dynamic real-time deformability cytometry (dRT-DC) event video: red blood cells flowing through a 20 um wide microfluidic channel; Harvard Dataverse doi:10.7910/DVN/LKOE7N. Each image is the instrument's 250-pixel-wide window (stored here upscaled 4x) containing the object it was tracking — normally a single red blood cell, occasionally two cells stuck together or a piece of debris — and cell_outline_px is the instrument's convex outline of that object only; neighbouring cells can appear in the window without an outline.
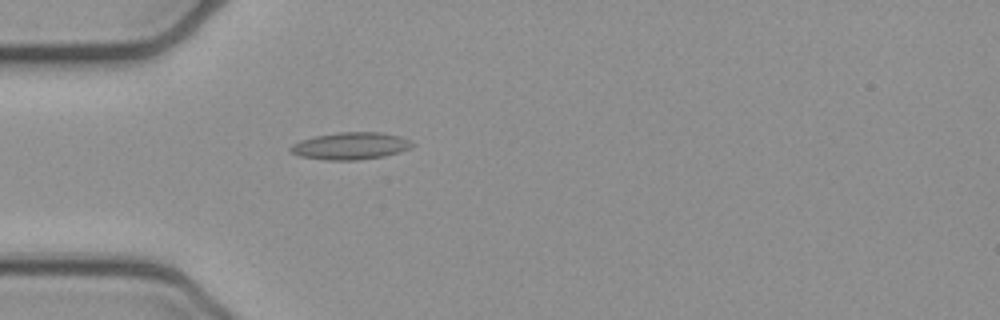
{"species": "common noctule bat (a hibernating species)", "species_latin": "Nyctalus noctula", "temperature_condition": "cold", "stored_images_in_passage": 52, "camera_frame_rate_fps": 3000, "um_per_image_px": 0.085, "animal": {"sex": "female", "body_mass_g": 21.9}, "frame": {"image": 1, "passage_image": 15, "time_ms": 4.667, "image_size_px": [1000, 320], "cell_outline_px": [[416, 144], [412, 148], [384, 156], [356, 160], [324, 160], [300, 156], [288, 152], [288, 148], [292, 144], [300, 140], [316, 136], [340, 132], [380, 132], [400, 136]], "centroid_in_image_um": [29.77, 12.41], "position_along_channel_um": 55.2, "area_um2": 19.36}}
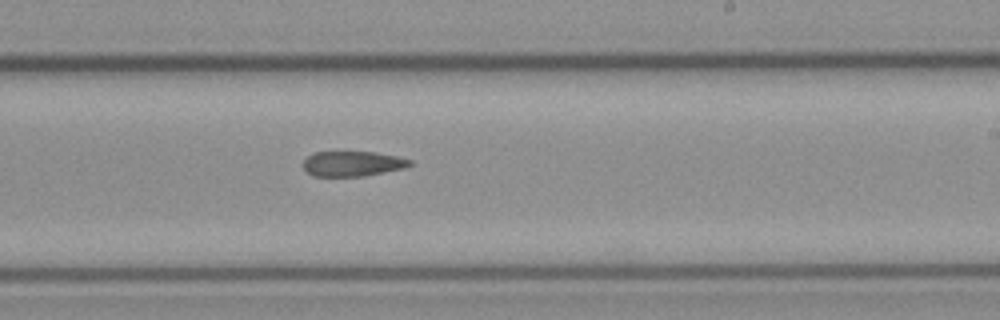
{"frame": {"image": 2, "passage_image": 31, "time_ms": 10.0, "image_size_px": [1000, 320], "cell_outline_px": [[412, 164], [408, 168], [364, 176], [312, 176], [304, 168], [304, 160], [308, 156], [316, 152], [376, 152], [396, 156], [412, 160]], "centroid_in_image_um": [30.02, 13.92], "position_along_channel_um": 259.0, "area_um2": 15.66}}
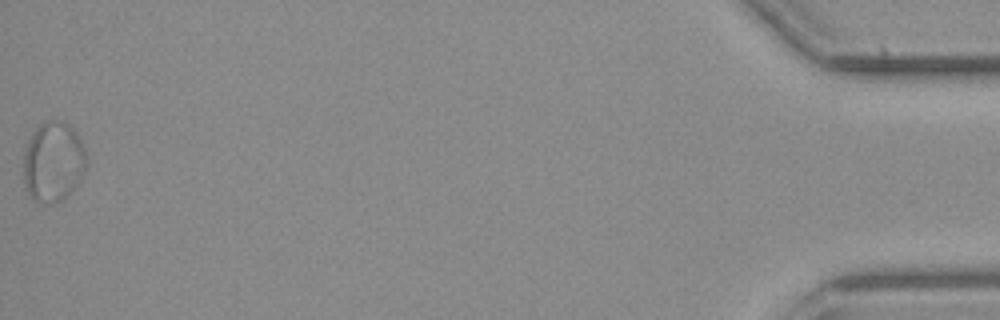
{"frame": {"image": 3, "passage_image": 52, "time_ms": 17.0, "image_size_px": [1000, 320], "cell_outline_px": [[88, 168], [80, 180], [60, 200], [52, 204], [40, 204], [32, 200], [24, 188], [24, 152], [28, 140], [32, 132], [44, 120], [56, 120], [68, 124], [76, 132], [88, 156]], "centroid_in_image_um": [4.52, 13.76], "position_along_channel_um": 430.7, "area_um2": 29.82}}